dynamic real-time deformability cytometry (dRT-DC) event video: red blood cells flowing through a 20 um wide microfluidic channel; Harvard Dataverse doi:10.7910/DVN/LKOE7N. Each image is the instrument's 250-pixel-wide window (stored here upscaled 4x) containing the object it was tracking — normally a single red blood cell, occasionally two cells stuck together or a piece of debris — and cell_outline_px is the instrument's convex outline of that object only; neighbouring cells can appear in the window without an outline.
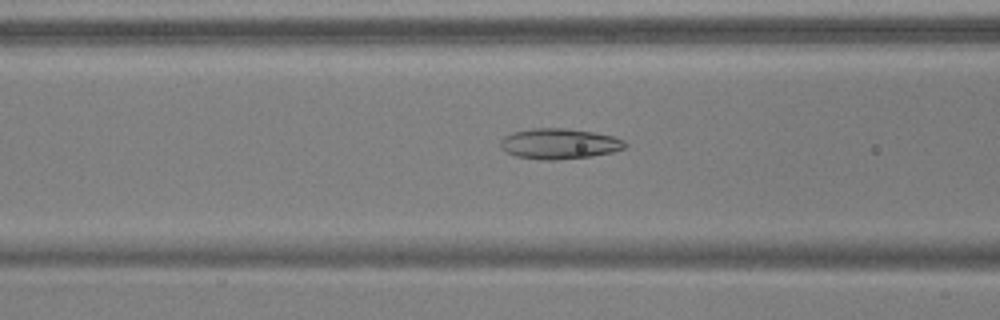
{"species": "common noctule bat (a hibernating species)", "species_latin": "Nyctalus noctula", "temperature_condition": "warm", "stored_images_in_passage": 53, "camera_frame_rate_fps": 3000, "um_per_image_px": 0.085, "animal": {"sex": "male", "body_mass_g": 17.9, "forearm_length_mm": 54.2}, "frame": {"image": 1, "passage_image": 21, "time_ms": 6.667, "image_size_px": [1000, 320], "cell_outline_px": [[628, 144], [624, 148], [612, 152], [592, 156], [556, 160], [540, 160], [516, 156], [500, 148], [500, 140], [504, 136], [512, 132], [536, 128], [564, 128], [592, 132], [612, 136], [624, 140]], "centroid_in_image_um": [47.52, 12.22], "position_along_channel_um": 119.1, "area_um2": 22.14}}
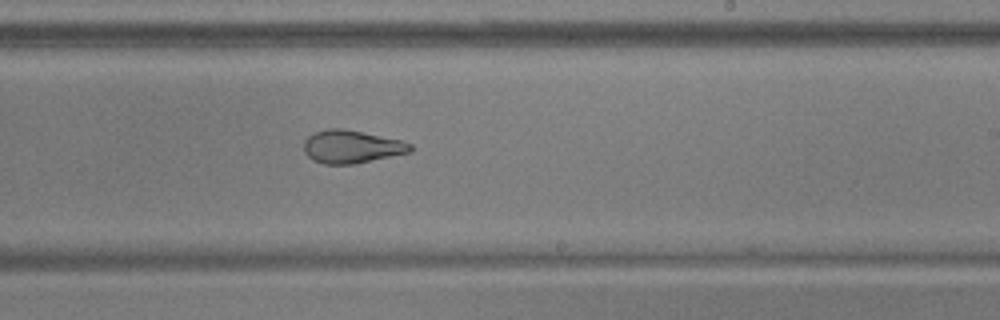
{"frame": {"image": 2, "passage_image": 32, "time_ms": 10.333, "image_size_px": [1000, 320], "cell_outline_px": [[412, 152], [352, 164], [324, 164], [312, 160], [304, 152], [304, 140], [308, 136], [316, 132], [328, 128], [340, 128], [400, 140], [412, 144]], "centroid_in_image_um": [29.86, 12.48], "position_along_channel_um": 259.1, "area_um2": 20.23}}
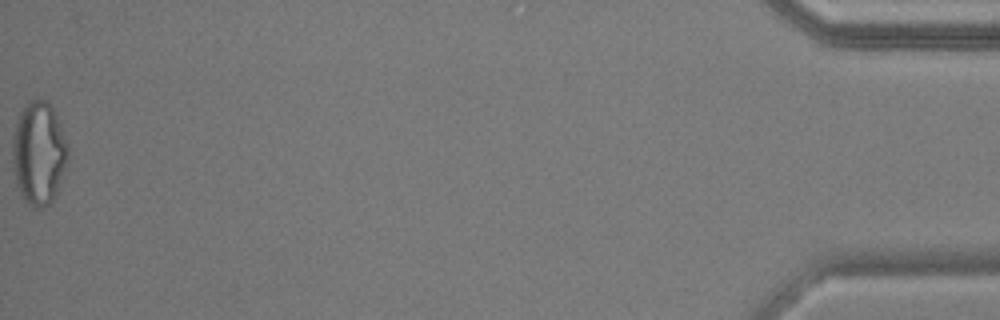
{"frame": {"image": 3, "passage_image": 53, "time_ms": 17.333, "image_size_px": [1000, 320], "cell_outline_px": [[68, 156], [56, 196], [44, 208], [36, 208], [28, 204], [20, 196], [16, 184], [12, 168], [12, 136], [16, 120], [24, 104], [28, 100], [44, 100], [52, 108], [56, 116], [68, 144]], "centroid_in_image_um": [3.26, 13.04], "position_along_channel_um": 431.9, "area_um2": 33.64}, "authors_computed_cell_mechanics": {"area_um2": 23.8714, "velocity_mm_per_s": 3.8212, "shape_relaxation_time_tau1_ms": 9.4937, "shape_relaxation_time_tau2_ms": 2.182, "deformation_change_tau1": 0.2457, "deformation_change_tau2": 0.0922}}